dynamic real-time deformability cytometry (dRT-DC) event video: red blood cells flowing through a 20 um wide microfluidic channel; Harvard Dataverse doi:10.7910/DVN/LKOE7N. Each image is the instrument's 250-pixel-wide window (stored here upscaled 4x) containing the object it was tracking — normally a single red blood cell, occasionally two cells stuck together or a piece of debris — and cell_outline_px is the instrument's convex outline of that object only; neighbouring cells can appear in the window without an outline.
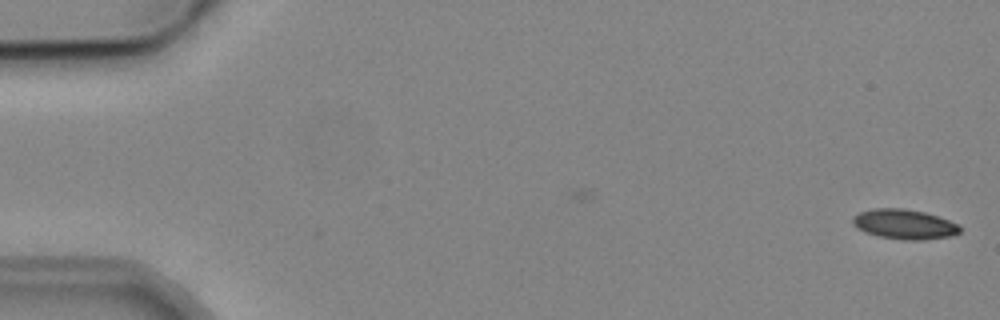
{"species": "common noctule bat (a hibernating species)", "species_latin": "Nyctalus noctula", "temperature_condition": "cold", "stored_images_in_passage": 5, "camera_frame_rate_fps": 3000, "um_per_image_px": 0.085, "animal": {"sex": "male", "body_mass_g": 19.2, "forearm_length_mm": 51.8}, "frame": {"image": 1, "passage_image": 1, "time_ms": 0.0, "image_size_px": [1000, 320], "cell_outline_px": [[960, 232], [948, 236], [924, 240], [904, 240], [880, 236], [864, 232], [852, 224], [852, 216], [860, 212], [876, 208], [904, 208], [924, 212], [948, 220], [956, 224], [960, 228]], "centroid_in_image_um": [76.82, 19.05], "position_along_channel_um": 8.2, "area_um2": 18.44}}